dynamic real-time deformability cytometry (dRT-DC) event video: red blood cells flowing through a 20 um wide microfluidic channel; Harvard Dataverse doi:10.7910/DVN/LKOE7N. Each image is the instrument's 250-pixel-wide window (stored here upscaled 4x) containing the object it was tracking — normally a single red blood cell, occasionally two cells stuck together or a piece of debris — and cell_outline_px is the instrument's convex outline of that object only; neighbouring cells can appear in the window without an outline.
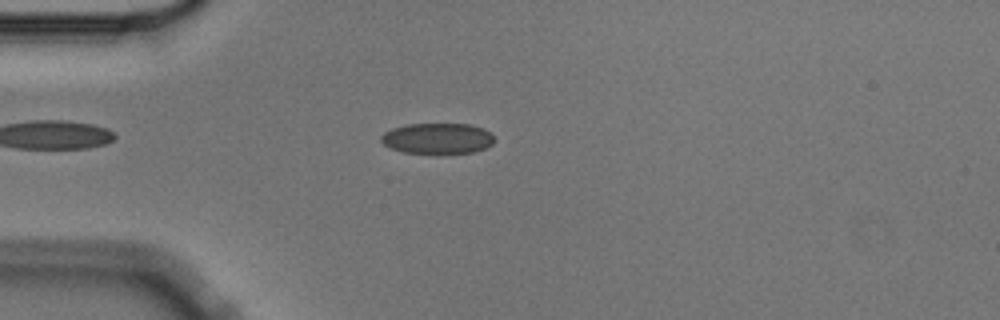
{"species": "Egyptian fruit bat (a non-hibernating species)", "species_latin": "Rousettus aegyptiacus", "temperature_condition": "cold", "stored_images_in_passage": 1, "camera_frame_rate_fps": 3000, "um_per_image_px": 0.085, "animal": {"sex": "male"}, "frame": {"image": 1, "passage_image": 1, "time_ms": 0.0, "image_size_px": [1000, 320], "cell_outline_px": [[492, 144], [484, 148], [472, 152], [404, 152], [392, 148], [384, 144], [380, 140], [380, 136], [384, 132], [392, 128], [408, 124], [472, 124], [484, 128], [492, 136]], "centroid_in_image_um": [37.16, 11.74], "position_along_channel_um": 47.8, "area_um2": 19.83}}